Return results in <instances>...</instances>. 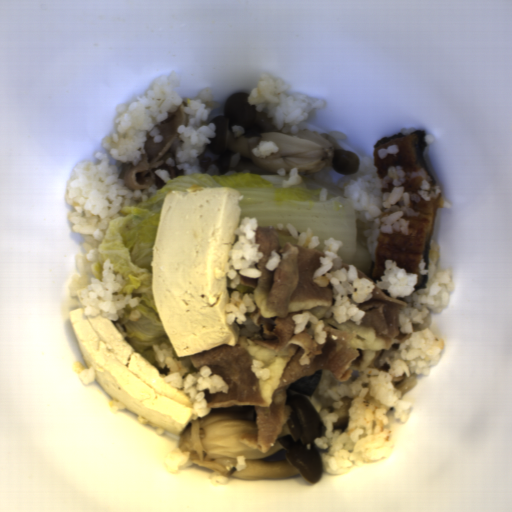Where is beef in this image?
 I'll list each match as a JSON object with an SVG mask.
<instances>
[{"label": "beef", "mask_w": 512, "mask_h": 512, "mask_svg": "<svg viewBox=\"0 0 512 512\" xmlns=\"http://www.w3.org/2000/svg\"><path fill=\"white\" fill-rule=\"evenodd\" d=\"M302 231L297 237L289 231L267 225H258L255 244L263 257L255 264L259 277L239 274L237 286L242 299L246 293L255 295V310L249 315L256 331L252 340L274 351L275 355L264 362L269 368L268 380L258 379L251 370L253 356L239 342L236 345H220L209 351L189 357L191 366L184 373H199L208 366L212 377L218 374L229 386L228 392H203L207 407L214 410L251 406L255 412V433L243 435L242 441L253 451L266 452L279 440L291 413L287 404L289 387L296 380L324 369L331 371L338 382L348 381L353 370L362 372L371 362L389 351L392 344H402L412 333H401L400 309L408 308L404 299L391 298L387 289L376 286L372 298L359 302L357 309L366 312L360 325L354 321L338 323L332 312L324 317L336 302L333 284L319 287L313 275L320 268L324 254L300 245ZM282 260L277 270L267 271L265 264L272 250ZM310 310L318 320L324 321L327 333L325 344L312 341L308 328L293 334L291 315ZM261 368V369H262Z\"/></svg>", "instance_id": "obj_1"}, {"label": "beef", "mask_w": 512, "mask_h": 512, "mask_svg": "<svg viewBox=\"0 0 512 512\" xmlns=\"http://www.w3.org/2000/svg\"><path fill=\"white\" fill-rule=\"evenodd\" d=\"M187 105V101H182L180 108L175 113L167 112V119L155 126L159 129L163 140L154 143V137L147 132V141L144 143L145 154H140L141 161L136 166L130 162L123 167L118 179H123L125 186L130 191L147 189L153 184L157 185V190L165 186V182L156 173L157 170H165L171 179L183 174V169L170 166L166 159H174L177 148L184 145V140H181L178 133V127L190 121L189 113L184 109Z\"/></svg>", "instance_id": "obj_2"}, {"label": "beef", "mask_w": 512, "mask_h": 512, "mask_svg": "<svg viewBox=\"0 0 512 512\" xmlns=\"http://www.w3.org/2000/svg\"><path fill=\"white\" fill-rule=\"evenodd\" d=\"M356 268V267H355ZM356 271H357V275H358V278H365V279H369L372 283H375L377 282V280L373 279L372 277H370L369 275H367L366 273H364L363 271L359 270L358 268H356Z\"/></svg>", "instance_id": "obj_3"}, {"label": "beef", "mask_w": 512, "mask_h": 512, "mask_svg": "<svg viewBox=\"0 0 512 512\" xmlns=\"http://www.w3.org/2000/svg\"><path fill=\"white\" fill-rule=\"evenodd\" d=\"M349 265H352V264L347 263V262L341 260V267H342V269H346V271H347L349 269Z\"/></svg>", "instance_id": "obj_4"}]
</instances>
